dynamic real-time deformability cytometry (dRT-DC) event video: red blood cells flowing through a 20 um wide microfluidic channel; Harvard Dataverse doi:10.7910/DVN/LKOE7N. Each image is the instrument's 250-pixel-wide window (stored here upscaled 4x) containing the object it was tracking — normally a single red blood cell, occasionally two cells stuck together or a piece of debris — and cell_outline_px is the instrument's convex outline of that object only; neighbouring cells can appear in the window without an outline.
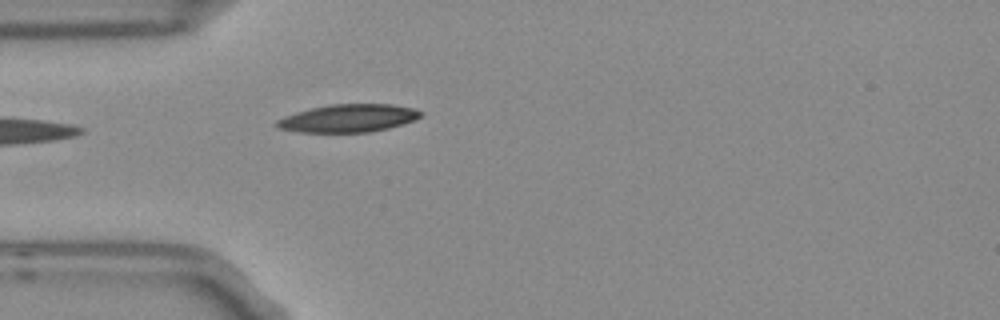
{"species": "Egyptian fruit bat (a non-hibernating species)", "species_latin": "Rousettus aegyptiacus", "temperature_condition": "room temperature", "stored_images_in_passage": 2, "camera_frame_rate_fps": 3000, "um_per_image_px": 0.085, "frame": {"image": 1, "passage_image": 2, "time_ms": 0.333, "image_size_px": [1000, 320], "cell_outline_px": [[424, 112], [416, 120], [404, 124], [388, 128], [368, 132], [300, 132], [276, 128], [272, 124], [276, 120], [284, 116], [296, 112], [328, 104], [392, 104], [412, 108]], "centroid_in_image_um": [29.58, 10.05], "position_along_channel_um": 55.4, "area_um2": 23.52}}